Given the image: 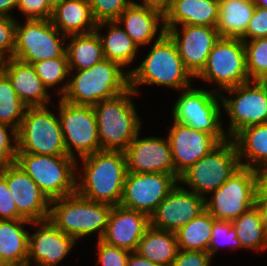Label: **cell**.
Instances as JSON below:
<instances>
[{
  "mask_svg": "<svg viewBox=\"0 0 267 266\" xmlns=\"http://www.w3.org/2000/svg\"><path fill=\"white\" fill-rule=\"evenodd\" d=\"M80 159L77 193L94 202L119 205L127 174L124 151L101 150Z\"/></svg>",
  "mask_w": 267,
  "mask_h": 266,
  "instance_id": "cell-1",
  "label": "cell"
},
{
  "mask_svg": "<svg viewBox=\"0 0 267 266\" xmlns=\"http://www.w3.org/2000/svg\"><path fill=\"white\" fill-rule=\"evenodd\" d=\"M69 73L67 83L59 87L61 99L77 105H91L113 98L129 88V71L104 59L84 70Z\"/></svg>",
  "mask_w": 267,
  "mask_h": 266,
  "instance_id": "cell-2",
  "label": "cell"
},
{
  "mask_svg": "<svg viewBox=\"0 0 267 266\" xmlns=\"http://www.w3.org/2000/svg\"><path fill=\"white\" fill-rule=\"evenodd\" d=\"M192 78L174 41L165 32L158 33L145 59L129 71V87L137 94L140 85L148 84L164 85L181 91L192 86Z\"/></svg>",
  "mask_w": 267,
  "mask_h": 266,
  "instance_id": "cell-3",
  "label": "cell"
},
{
  "mask_svg": "<svg viewBox=\"0 0 267 266\" xmlns=\"http://www.w3.org/2000/svg\"><path fill=\"white\" fill-rule=\"evenodd\" d=\"M135 95L129 87L93 106L101 150L124 151L140 132L142 122L132 102Z\"/></svg>",
  "mask_w": 267,
  "mask_h": 266,
  "instance_id": "cell-4",
  "label": "cell"
},
{
  "mask_svg": "<svg viewBox=\"0 0 267 266\" xmlns=\"http://www.w3.org/2000/svg\"><path fill=\"white\" fill-rule=\"evenodd\" d=\"M112 205L94 202L75 194L50 201L48 220L76 241L98 232L102 239Z\"/></svg>",
  "mask_w": 267,
  "mask_h": 266,
  "instance_id": "cell-5",
  "label": "cell"
},
{
  "mask_svg": "<svg viewBox=\"0 0 267 266\" xmlns=\"http://www.w3.org/2000/svg\"><path fill=\"white\" fill-rule=\"evenodd\" d=\"M15 163L53 200L77 192L78 160L70 156L17 153Z\"/></svg>",
  "mask_w": 267,
  "mask_h": 266,
  "instance_id": "cell-6",
  "label": "cell"
},
{
  "mask_svg": "<svg viewBox=\"0 0 267 266\" xmlns=\"http://www.w3.org/2000/svg\"><path fill=\"white\" fill-rule=\"evenodd\" d=\"M56 116L48 106L27 107L17 131V153L68 156Z\"/></svg>",
  "mask_w": 267,
  "mask_h": 266,
  "instance_id": "cell-7",
  "label": "cell"
},
{
  "mask_svg": "<svg viewBox=\"0 0 267 266\" xmlns=\"http://www.w3.org/2000/svg\"><path fill=\"white\" fill-rule=\"evenodd\" d=\"M240 167L235 144L228 138L183 172L178 183L188 185L190 191L206 199Z\"/></svg>",
  "mask_w": 267,
  "mask_h": 266,
  "instance_id": "cell-8",
  "label": "cell"
},
{
  "mask_svg": "<svg viewBox=\"0 0 267 266\" xmlns=\"http://www.w3.org/2000/svg\"><path fill=\"white\" fill-rule=\"evenodd\" d=\"M172 109L173 121L212 134L219 142L228 139L221 121L220 93L189 87L180 91Z\"/></svg>",
  "mask_w": 267,
  "mask_h": 266,
  "instance_id": "cell-9",
  "label": "cell"
},
{
  "mask_svg": "<svg viewBox=\"0 0 267 266\" xmlns=\"http://www.w3.org/2000/svg\"><path fill=\"white\" fill-rule=\"evenodd\" d=\"M16 23L13 58L32 64L42 60L67 57L66 39L51 19H25Z\"/></svg>",
  "mask_w": 267,
  "mask_h": 266,
  "instance_id": "cell-10",
  "label": "cell"
},
{
  "mask_svg": "<svg viewBox=\"0 0 267 266\" xmlns=\"http://www.w3.org/2000/svg\"><path fill=\"white\" fill-rule=\"evenodd\" d=\"M220 92L222 108L230 118L226 135L232 138L241 129L267 123V81L250 80ZM228 97V98H226Z\"/></svg>",
  "mask_w": 267,
  "mask_h": 266,
  "instance_id": "cell-11",
  "label": "cell"
},
{
  "mask_svg": "<svg viewBox=\"0 0 267 266\" xmlns=\"http://www.w3.org/2000/svg\"><path fill=\"white\" fill-rule=\"evenodd\" d=\"M256 194L255 171L241 166L205 199V207L215 220L231 222L255 205Z\"/></svg>",
  "mask_w": 267,
  "mask_h": 266,
  "instance_id": "cell-12",
  "label": "cell"
},
{
  "mask_svg": "<svg viewBox=\"0 0 267 266\" xmlns=\"http://www.w3.org/2000/svg\"><path fill=\"white\" fill-rule=\"evenodd\" d=\"M196 78L217 84L218 87L214 90L218 93L250 81L244 41L238 38H219L208 56L205 67Z\"/></svg>",
  "mask_w": 267,
  "mask_h": 266,
  "instance_id": "cell-13",
  "label": "cell"
},
{
  "mask_svg": "<svg viewBox=\"0 0 267 266\" xmlns=\"http://www.w3.org/2000/svg\"><path fill=\"white\" fill-rule=\"evenodd\" d=\"M58 104L67 155L78 160L74 151L80 158L101 151L93 106L68 103L61 98Z\"/></svg>",
  "mask_w": 267,
  "mask_h": 266,
  "instance_id": "cell-14",
  "label": "cell"
},
{
  "mask_svg": "<svg viewBox=\"0 0 267 266\" xmlns=\"http://www.w3.org/2000/svg\"><path fill=\"white\" fill-rule=\"evenodd\" d=\"M176 175L127 172L120 206L149 217L178 183Z\"/></svg>",
  "mask_w": 267,
  "mask_h": 266,
  "instance_id": "cell-15",
  "label": "cell"
},
{
  "mask_svg": "<svg viewBox=\"0 0 267 266\" xmlns=\"http://www.w3.org/2000/svg\"><path fill=\"white\" fill-rule=\"evenodd\" d=\"M0 174L6 179L18 214L30 222L48 219L50 200L31 177L15 162L0 167Z\"/></svg>",
  "mask_w": 267,
  "mask_h": 266,
  "instance_id": "cell-16",
  "label": "cell"
},
{
  "mask_svg": "<svg viewBox=\"0 0 267 266\" xmlns=\"http://www.w3.org/2000/svg\"><path fill=\"white\" fill-rule=\"evenodd\" d=\"M181 28L179 32V26H173L166 29V33L174 41L185 68L195 78L205 67L220 36L215 27L182 25Z\"/></svg>",
  "mask_w": 267,
  "mask_h": 266,
  "instance_id": "cell-17",
  "label": "cell"
},
{
  "mask_svg": "<svg viewBox=\"0 0 267 266\" xmlns=\"http://www.w3.org/2000/svg\"><path fill=\"white\" fill-rule=\"evenodd\" d=\"M205 210V198L177 183L150 216V225L176 232Z\"/></svg>",
  "mask_w": 267,
  "mask_h": 266,
  "instance_id": "cell-18",
  "label": "cell"
},
{
  "mask_svg": "<svg viewBox=\"0 0 267 266\" xmlns=\"http://www.w3.org/2000/svg\"><path fill=\"white\" fill-rule=\"evenodd\" d=\"M139 136L124 150L127 172L176 175L168 138Z\"/></svg>",
  "mask_w": 267,
  "mask_h": 266,
  "instance_id": "cell-19",
  "label": "cell"
},
{
  "mask_svg": "<svg viewBox=\"0 0 267 266\" xmlns=\"http://www.w3.org/2000/svg\"><path fill=\"white\" fill-rule=\"evenodd\" d=\"M176 176L206 156L220 142L212 135L174 121L167 135Z\"/></svg>",
  "mask_w": 267,
  "mask_h": 266,
  "instance_id": "cell-20",
  "label": "cell"
},
{
  "mask_svg": "<svg viewBox=\"0 0 267 266\" xmlns=\"http://www.w3.org/2000/svg\"><path fill=\"white\" fill-rule=\"evenodd\" d=\"M32 224L37 226V231L28 236L27 266L32 262L35 266H57L77 241L56 228L48 219Z\"/></svg>",
  "mask_w": 267,
  "mask_h": 266,
  "instance_id": "cell-21",
  "label": "cell"
},
{
  "mask_svg": "<svg viewBox=\"0 0 267 266\" xmlns=\"http://www.w3.org/2000/svg\"><path fill=\"white\" fill-rule=\"evenodd\" d=\"M150 226V217L145 213L127 209L120 205L112 206L102 241L134 252Z\"/></svg>",
  "mask_w": 267,
  "mask_h": 266,
  "instance_id": "cell-22",
  "label": "cell"
},
{
  "mask_svg": "<svg viewBox=\"0 0 267 266\" xmlns=\"http://www.w3.org/2000/svg\"><path fill=\"white\" fill-rule=\"evenodd\" d=\"M3 72L8 76L17 96L26 107L50 105L48 90L32 64L10 58L4 61Z\"/></svg>",
  "mask_w": 267,
  "mask_h": 266,
  "instance_id": "cell-23",
  "label": "cell"
},
{
  "mask_svg": "<svg viewBox=\"0 0 267 266\" xmlns=\"http://www.w3.org/2000/svg\"><path fill=\"white\" fill-rule=\"evenodd\" d=\"M116 21L139 48L151 44L158 32H166L164 15L160 11L138 5L134 1L121 13Z\"/></svg>",
  "mask_w": 267,
  "mask_h": 266,
  "instance_id": "cell-24",
  "label": "cell"
},
{
  "mask_svg": "<svg viewBox=\"0 0 267 266\" xmlns=\"http://www.w3.org/2000/svg\"><path fill=\"white\" fill-rule=\"evenodd\" d=\"M218 10L219 0H172L164 14V28L179 24L215 27Z\"/></svg>",
  "mask_w": 267,
  "mask_h": 266,
  "instance_id": "cell-25",
  "label": "cell"
},
{
  "mask_svg": "<svg viewBox=\"0 0 267 266\" xmlns=\"http://www.w3.org/2000/svg\"><path fill=\"white\" fill-rule=\"evenodd\" d=\"M25 219L0 220V255L8 266H27L29 231Z\"/></svg>",
  "mask_w": 267,
  "mask_h": 266,
  "instance_id": "cell-26",
  "label": "cell"
},
{
  "mask_svg": "<svg viewBox=\"0 0 267 266\" xmlns=\"http://www.w3.org/2000/svg\"><path fill=\"white\" fill-rule=\"evenodd\" d=\"M51 21L64 35L95 31V22L88 0H65L53 10Z\"/></svg>",
  "mask_w": 267,
  "mask_h": 266,
  "instance_id": "cell-27",
  "label": "cell"
},
{
  "mask_svg": "<svg viewBox=\"0 0 267 266\" xmlns=\"http://www.w3.org/2000/svg\"><path fill=\"white\" fill-rule=\"evenodd\" d=\"M231 139L242 167L256 170L267 165V123L243 128Z\"/></svg>",
  "mask_w": 267,
  "mask_h": 266,
  "instance_id": "cell-28",
  "label": "cell"
},
{
  "mask_svg": "<svg viewBox=\"0 0 267 266\" xmlns=\"http://www.w3.org/2000/svg\"><path fill=\"white\" fill-rule=\"evenodd\" d=\"M255 6L253 0H219L215 28L220 38L240 39L246 32Z\"/></svg>",
  "mask_w": 267,
  "mask_h": 266,
  "instance_id": "cell-29",
  "label": "cell"
},
{
  "mask_svg": "<svg viewBox=\"0 0 267 266\" xmlns=\"http://www.w3.org/2000/svg\"><path fill=\"white\" fill-rule=\"evenodd\" d=\"M178 250L175 232L157 229L150 225L135 252L160 266H171Z\"/></svg>",
  "mask_w": 267,
  "mask_h": 266,
  "instance_id": "cell-30",
  "label": "cell"
},
{
  "mask_svg": "<svg viewBox=\"0 0 267 266\" xmlns=\"http://www.w3.org/2000/svg\"><path fill=\"white\" fill-rule=\"evenodd\" d=\"M105 27L109 28L106 36L100 34V30ZM95 31L101 39L105 59L118 63L122 68L135 60L139 47L125 33V30L117 21L98 23Z\"/></svg>",
  "mask_w": 267,
  "mask_h": 266,
  "instance_id": "cell-31",
  "label": "cell"
},
{
  "mask_svg": "<svg viewBox=\"0 0 267 266\" xmlns=\"http://www.w3.org/2000/svg\"><path fill=\"white\" fill-rule=\"evenodd\" d=\"M71 37V38H70ZM69 44L66 45V55L69 70H84L104 60L101 39L96 31L87 34L68 35Z\"/></svg>",
  "mask_w": 267,
  "mask_h": 266,
  "instance_id": "cell-32",
  "label": "cell"
},
{
  "mask_svg": "<svg viewBox=\"0 0 267 266\" xmlns=\"http://www.w3.org/2000/svg\"><path fill=\"white\" fill-rule=\"evenodd\" d=\"M231 223L243 249L247 248L253 250V252L267 249V235L261 222L260 213L255 205Z\"/></svg>",
  "mask_w": 267,
  "mask_h": 266,
  "instance_id": "cell-33",
  "label": "cell"
},
{
  "mask_svg": "<svg viewBox=\"0 0 267 266\" xmlns=\"http://www.w3.org/2000/svg\"><path fill=\"white\" fill-rule=\"evenodd\" d=\"M214 218L205 210L176 231L178 248L208 252Z\"/></svg>",
  "mask_w": 267,
  "mask_h": 266,
  "instance_id": "cell-34",
  "label": "cell"
},
{
  "mask_svg": "<svg viewBox=\"0 0 267 266\" xmlns=\"http://www.w3.org/2000/svg\"><path fill=\"white\" fill-rule=\"evenodd\" d=\"M26 106L17 96L8 76L0 73V124L8 125L18 131Z\"/></svg>",
  "mask_w": 267,
  "mask_h": 266,
  "instance_id": "cell-35",
  "label": "cell"
},
{
  "mask_svg": "<svg viewBox=\"0 0 267 266\" xmlns=\"http://www.w3.org/2000/svg\"><path fill=\"white\" fill-rule=\"evenodd\" d=\"M250 80L267 81V37L244 41Z\"/></svg>",
  "mask_w": 267,
  "mask_h": 266,
  "instance_id": "cell-36",
  "label": "cell"
},
{
  "mask_svg": "<svg viewBox=\"0 0 267 266\" xmlns=\"http://www.w3.org/2000/svg\"><path fill=\"white\" fill-rule=\"evenodd\" d=\"M32 66L47 90L63 83L67 77L69 78L70 70L67 57L42 60L32 63Z\"/></svg>",
  "mask_w": 267,
  "mask_h": 266,
  "instance_id": "cell-37",
  "label": "cell"
},
{
  "mask_svg": "<svg viewBox=\"0 0 267 266\" xmlns=\"http://www.w3.org/2000/svg\"><path fill=\"white\" fill-rule=\"evenodd\" d=\"M224 245L231 246L233 249L242 248L232 223L230 221L214 220L208 253L213 258L218 249L224 247Z\"/></svg>",
  "mask_w": 267,
  "mask_h": 266,
  "instance_id": "cell-38",
  "label": "cell"
},
{
  "mask_svg": "<svg viewBox=\"0 0 267 266\" xmlns=\"http://www.w3.org/2000/svg\"><path fill=\"white\" fill-rule=\"evenodd\" d=\"M133 0H88L95 22L116 21Z\"/></svg>",
  "mask_w": 267,
  "mask_h": 266,
  "instance_id": "cell-39",
  "label": "cell"
},
{
  "mask_svg": "<svg viewBox=\"0 0 267 266\" xmlns=\"http://www.w3.org/2000/svg\"><path fill=\"white\" fill-rule=\"evenodd\" d=\"M98 261L101 266H127L130 251L109 245L101 239L97 242Z\"/></svg>",
  "mask_w": 267,
  "mask_h": 266,
  "instance_id": "cell-40",
  "label": "cell"
},
{
  "mask_svg": "<svg viewBox=\"0 0 267 266\" xmlns=\"http://www.w3.org/2000/svg\"><path fill=\"white\" fill-rule=\"evenodd\" d=\"M8 130L11 135L10 133L8 134ZM16 156L17 131L8 125L0 124V167L14 163Z\"/></svg>",
  "mask_w": 267,
  "mask_h": 266,
  "instance_id": "cell-41",
  "label": "cell"
},
{
  "mask_svg": "<svg viewBox=\"0 0 267 266\" xmlns=\"http://www.w3.org/2000/svg\"><path fill=\"white\" fill-rule=\"evenodd\" d=\"M16 23L17 21L14 17H0V57L4 60L13 58Z\"/></svg>",
  "mask_w": 267,
  "mask_h": 266,
  "instance_id": "cell-42",
  "label": "cell"
},
{
  "mask_svg": "<svg viewBox=\"0 0 267 266\" xmlns=\"http://www.w3.org/2000/svg\"><path fill=\"white\" fill-rule=\"evenodd\" d=\"M267 37V8L255 6V11L249 21L245 34L240 38L249 41Z\"/></svg>",
  "mask_w": 267,
  "mask_h": 266,
  "instance_id": "cell-43",
  "label": "cell"
},
{
  "mask_svg": "<svg viewBox=\"0 0 267 266\" xmlns=\"http://www.w3.org/2000/svg\"><path fill=\"white\" fill-rule=\"evenodd\" d=\"M17 9L26 16L25 19H51L53 13L47 0H20Z\"/></svg>",
  "mask_w": 267,
  "mask_h": 266,
  "instance_id": "cell-44",
  "label": "cell"
},
{
  "mask_svg": "<svg viewBox=\"0 0 267 266\" xmlns=\"http://www.w3.org/2000/svg\"><path fill=\"white\" fill-rule=\"evenodd\" d=\"M211 261L208 252L179 249L171 266H210Z\"/></svg>",
  "mask_w": 267,
  "mask_h": 266,
  "instance_id": "cell-45",
  "label": "cell"
},
{
  "mask_svg": "<svg viewBox=\"0 0 267 266\" xmlns=\"http://www.w3.org/2000/svg\"><path fill=\"white\" fill-rule=\"evenodd\" d=\"M23 219L17 211L14 199L8 189L6 179L0 174V220Z\"/></svg>",
  "mask_w": 267,
  "mask_h": 266,
  "instance_id": "cell-46",
  "label": "cell"
},
{
  "mask_svg": "<svg viewBox=\"0 0 267 266\" xmlns=\"http://www.w3.org/2000/svg\"><path fill=\"white\" fill-rule=\"evenodd\" d=\"M256 175V197H267V165L257 168Z\"/></svg>",
  "mask_w": 267,
  "mask_h": 266,
  "instance_id": "cell-47",
  "label": "cell"
},
{
  "mask_svg": "<svg viewBox=\"0 0 267 266\" xmlns=\"http://www.w3.org/2000/svg\"><path fill=\"white\" fill-rule=\"evenodd\" d=\"M141 6L149 7L160 11L163 15L170 8L172 0H142Z\"/></svg>",
  "mask_w": 267,
  "mask_h": 266,
  "instance_id": "cell-48",
  "label": "cell"
},
{
  "mask_svg": "<svg viewBox=\"0 0 267 266\" xmlns=\"http://www.w3.org/2000/svg\"><path fill=\"white\" fill-rule=\"evenodd\" d=\"M255 206L260 213L261 222L267 235V197H256Z\"/></svg>",
  "mask_w": 267,
  "mask_h": 266,
  "instance_id": "cell-49",
  "label": "cell"
},
{
  "mask_svg": "<svg viewBox=\"0 0 267 266\" xmlns=\"http://www.w3.org/2000/svg\"><path fill=\"white\" fill-rule=\"evenodd\" d=\"M127 266H160L147 258L140 256L137 252H130Z\"/></svg>",
  "mask_w": 267,
  "mask_h": 266,
  "instance_id": "cell-50",
  "label": "cell"
},
{
  "mask_svg": "<svg viewBox=\"0 0 267 266\" xmlns=\"http://www.w3.org/2000/svg\"><path fill=\"white\" fill-rule=\"evenodd\" d=\"M19 1L20 0H0V17L13 18L11 10L18 8Z\"/></svg>",
  "mask_w": 267,
  "mask_h": 266,
  "instance_id": "cell-51",
  "label": "cell"
},
{
  "mask_svg": "<svg viewBox=\"0 0 267 266\" xmlns=\"http://www.w3.org/2000/svg\"><path fill=\"white\" fill-rule=\"evenodd\" d=\"M65 0H47L48 7L53 11Z\"/></svg>",
  "mask_w": 267,
  "mask_h": 266,
  "instance_id": "cell-52",
  "label": "cell"
},
{
  "mask_svg": "<svg viewBox=\"0 0 267 266\" xmlns=\"http://www.w3.org/2000/svg\"><path fill=\"white\" fill-rule=\"evenodd\" d=\"M253 2L256 6L267 8V0H253Z\"/></svg>",
  "mask_w": 267,
  "mask_h": 266,
  "instance_id": "cell-53",
  "label": "cell"
},
{
  "mask_svg": "<svg viewBox=\"0 0 267 266\" xmlns=\"http://www.w3.org/2000/svg\"><path fill=\"white\" fill-rule=\"evenodd\" d=\"M4 59L0 57V73L3 71V66H4Z\"/></svg>",
  "mask_w": 267,
  "mask_h": 266,
  "instance_id": "cell-54",
  "label": "cell"
},
{
  "mask_svg": "<svg viewBox=\"0 0 267 266\" xmlns=\"http://www.w3.org/2000/svg\"><path fill=\"white\" fill-rule=\"evenodd\" d=\"M0 266H8L1 258V255H0Z\"/></svg>",
  "mask_w": 267,
  "mask_h": 266,
  "instance_id": "cell-55",
  "label": "cell"
}]
</instances>
